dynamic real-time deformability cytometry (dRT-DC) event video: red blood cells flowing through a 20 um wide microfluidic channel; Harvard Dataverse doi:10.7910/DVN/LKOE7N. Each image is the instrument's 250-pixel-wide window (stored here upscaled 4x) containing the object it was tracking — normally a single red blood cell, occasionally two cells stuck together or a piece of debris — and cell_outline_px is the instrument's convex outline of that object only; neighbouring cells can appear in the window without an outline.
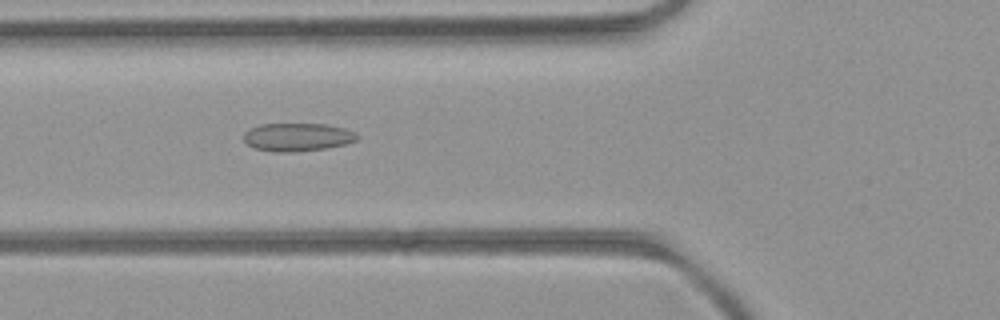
{"species": "common noctule bat (a hibernating species)", "species_latin": "Nyctalus noctula", "temperature_condition": "room temperature", "stored_images_in_passage": 34, "camera_frame_rate_fps": 3000, "um_per_image_px": 0.085, "animal": {"sex": "female", "body_mass_g": 21.9}, "frame": {"image": 1, "passage_image": 6, "time_ms": 1.667, "image_size_px": [1000, 320], "cell_outline_px": [[360, 136], [356, 140], [344, 144], [328, 148], [292, 152], [272, 152], [256, 148], [248, 144], [244, 140], [244, 132], [248, 128], [260, 124], [328, 124], [344, 128], [356, 132]], "centroid_in_image_um": [25.29, 11.65], "position_along_channel_um": 100.5, "area_um2": 18.73}}
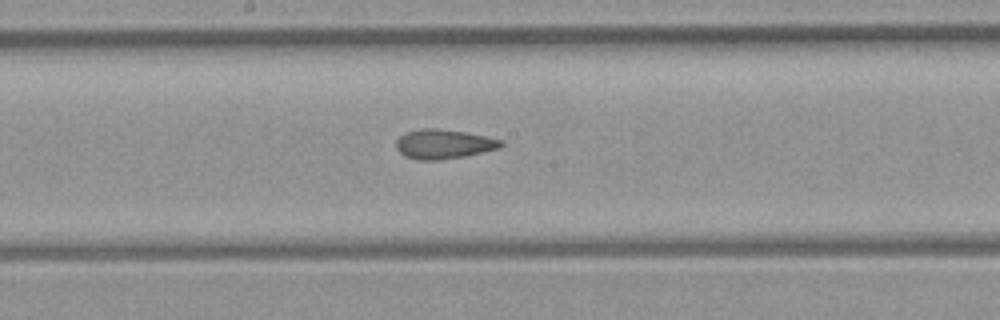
{"frame": {"image": 2, "passage_image": 14, "time_ms": 4.333, "image_size_px": [1000, 320], "cell_outline_px": [[504, 144], [500, 148], [464, 156], [436, 160], [416, 160], [404, 156], [396, 148], [396, 140], [404, 132], [420, 128], [436, 128], [464, 132], [504, 140]], "centroid_in_image_um": [37.68, 12.24], "position_along_channel_um": 210.5, "area_um2": 18.03}}
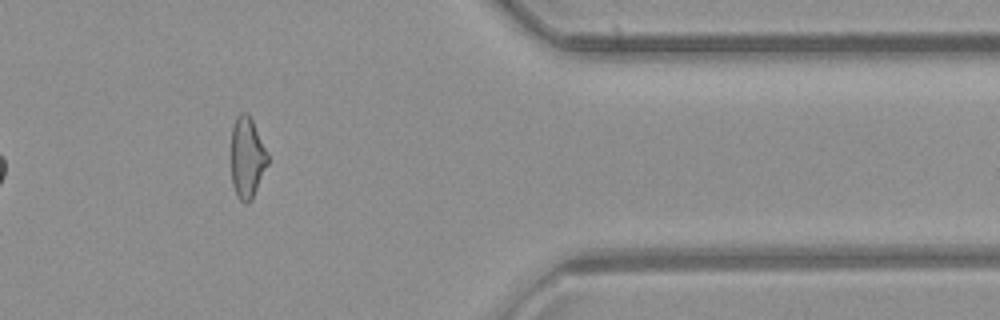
{"frame": {"image": 3, "passage_image": 29, "time_ms": 9.333, "image_size_px": [1000, 320], "cell_outline_px": [[268, 164], [252, 200], [248, 204], [244, 204], [236, 196], [232, 184], [232, 128], [236, 116], [240, 112], [248, 112], [268, 152]], "centroid_in_image_um": [21.01, 13.42], "position_along_channel_um": 390.4, "area_um2": 17.46}, "authors_computed_cell_mechanics": {"area_um2": 18.0336, "velocity_mm_per_s": 4.093, "shape_relaxation_time_tau1_ms": null, "shape_relaxation_time_tau2_ms": 2.6788, "deformation_change_tau1": null, "deformation_change_tau2": 0.1191}}